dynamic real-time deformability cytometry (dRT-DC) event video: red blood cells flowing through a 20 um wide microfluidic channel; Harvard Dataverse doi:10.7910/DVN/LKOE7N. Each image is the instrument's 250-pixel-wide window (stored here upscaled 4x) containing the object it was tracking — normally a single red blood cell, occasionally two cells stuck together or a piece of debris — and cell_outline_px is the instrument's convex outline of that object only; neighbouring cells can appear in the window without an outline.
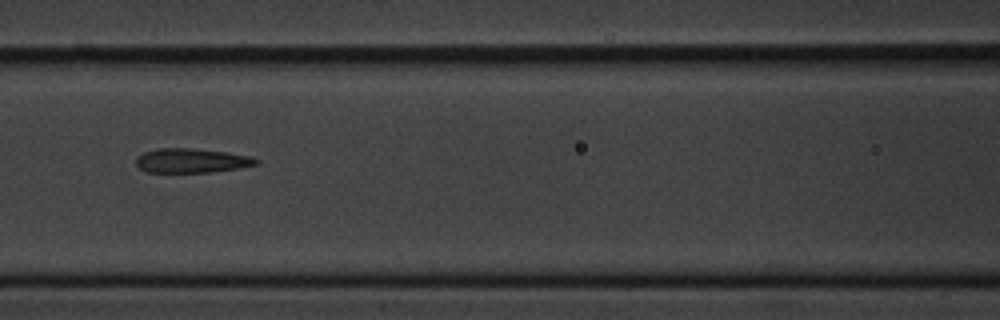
{"species": "common noctule bat (a hibernating species)", "species_latin": "Nyctalus noctula", "temperature_condition": "cold", "stored_images_in_passage": 9, "camera_frame_rate_fps": 3000, "um_per_image_px": 0.085, "animal": {"sex": "male", "body_mass_g": 20.1, "forearm_length_mm": 53.5}, "frame": {"image": 1, "passage_image": 7, "time_ms": 7.0, "image_size_px": [1000, 320], "cell_outline_px": [[260, 160], [256, 164], [240, 168], [212, 172], [144, 172], [136, 164], [136, 156], [144, 152], [156, 148], [192, 148], [224, 152], [252, 156]], "centroid_in_image_um": [16.26, 13.65], "position_along_channel_um": 150.3, "area_um2": 17.11}}
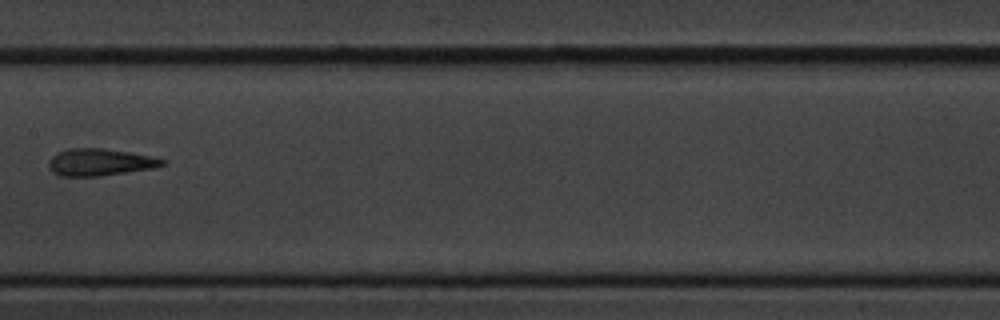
{"frame": {"image": 2, "passage_image": 8, "time_ms": 8.333, "image_size_px": [1000, 320], "cell_outline_px": [[168, 164], [152, 168], [100, 176], [60, 176], [52, 172], [48, 168], [48, 160], [56, 152], [68, 148], [104, 148], [132, 152], [152, 156], [164, 160]], "centroid_in_image_um": [8.46, 13.78], "position_along_channel_um": 198.9, "area_um2": 18.15}}
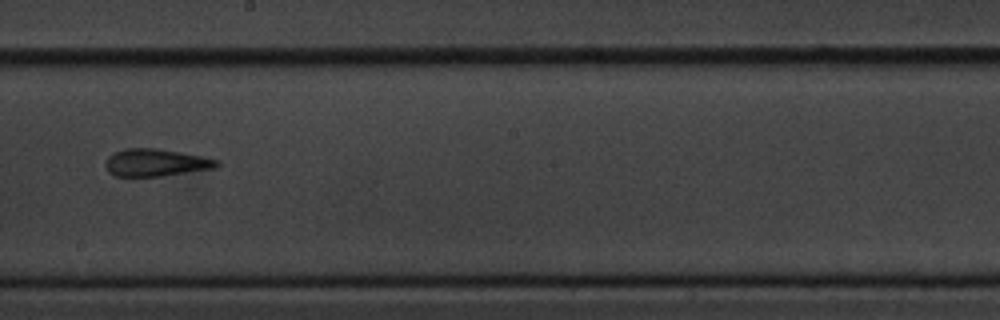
{"frame": {"image": 3, "passage_image": 9, "time_ms": 9.333, "image_size_px": [1000, 320], "cell_outline_px": [[220, 164], [216, 168], [160, 176], [112, 176], [108, 172], [104, 164], [108, 156], [124, 148], [156, 148], [180, 152], [200, 156], [216, 160]], "centroid_in_image_um": [13.19, 13.82], "position_along_channel_um": 235.0, "area_um2": 17.69}}